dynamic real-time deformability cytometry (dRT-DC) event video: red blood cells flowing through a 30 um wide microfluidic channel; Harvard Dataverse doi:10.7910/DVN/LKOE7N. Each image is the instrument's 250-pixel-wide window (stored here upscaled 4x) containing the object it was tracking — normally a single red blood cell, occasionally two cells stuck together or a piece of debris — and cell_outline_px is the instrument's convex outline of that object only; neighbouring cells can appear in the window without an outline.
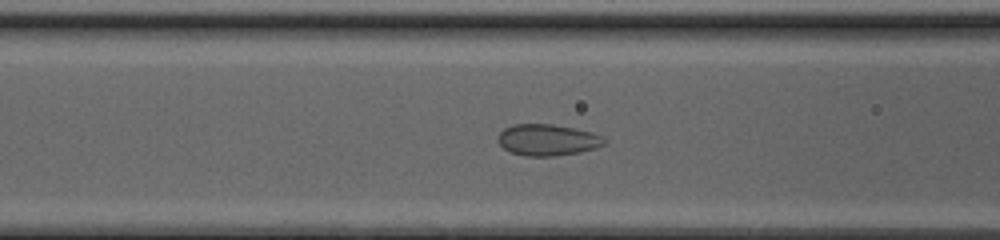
{"species": "common noctule bat (a hibernating species)", "species_latin": "Nyctalus noctula", "temperature_condition": "cold", "stored_images_in_passage": 51, "camera_frame_rate_fps": 3000, "um_per_image_px": 0.085, "animal": {"sex": "female", "body_mass_g": 20.0, "forearm_length_mm": 54.0}, "frame": {"image": 1, "passage_image": 23, "time_ms": 7.333, "image_size_px": [1000, 240], "cell_outline_px": [[608, 140], [604, 144], [596, 148], [580, 152], [552, 156], [524, 156], [512, 152], [504, 148], [496, 140], [496, 136], [504, 128], [512, 124], [552, 124], [592, 132], [604, 136]], "centroid_in_image_um": [46.54, 11.89], "position_along_channel_um": 120.1, "area_um2": 19.59}}
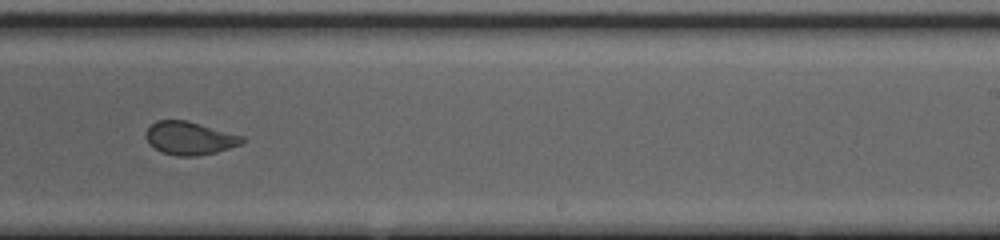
{"frame": {"image": 2, "passage_image": 34, "time_ms": 11.0, "image_size_px": [1000, 240], "cell_outline_px": [[244, 140], [240, 144], [216, 152], [196, 156], [176, 156], [160, 152], [148, 144], [144, 136], [148, 128], [156, 120], [188, 120], [244, 136]], "centroid_in_image_um": [16.08, 11.74], "position_along_channel_um": 272.9, "area_um2": 18.73}}
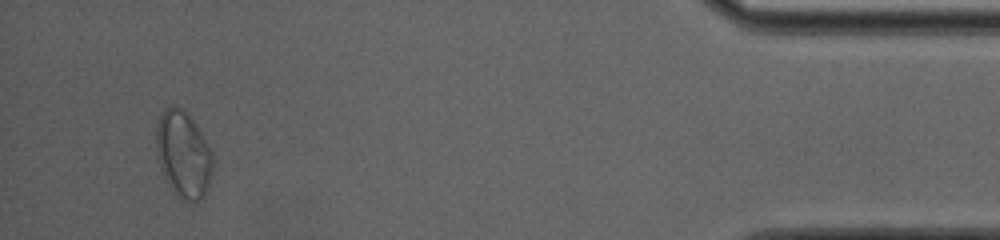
{"frame": {"image": 3, "passage_image": 49, "time_ms": 16.0, "image_size_px": [1000, 240], "cell_outline_px": [[212, 172], [204, 196], [196, 200], [188, 200], [176, 196], [172, 192], [160, 168], [156, 152], [156, 124], [160, 112], [164, 108], [180, 108], [188, 112], [196, 124], [212, 152]], "centroid_in_image_um": [15.55, 13.1], "position_along_channel_um": 419.6, "area_um2": 28.44}}